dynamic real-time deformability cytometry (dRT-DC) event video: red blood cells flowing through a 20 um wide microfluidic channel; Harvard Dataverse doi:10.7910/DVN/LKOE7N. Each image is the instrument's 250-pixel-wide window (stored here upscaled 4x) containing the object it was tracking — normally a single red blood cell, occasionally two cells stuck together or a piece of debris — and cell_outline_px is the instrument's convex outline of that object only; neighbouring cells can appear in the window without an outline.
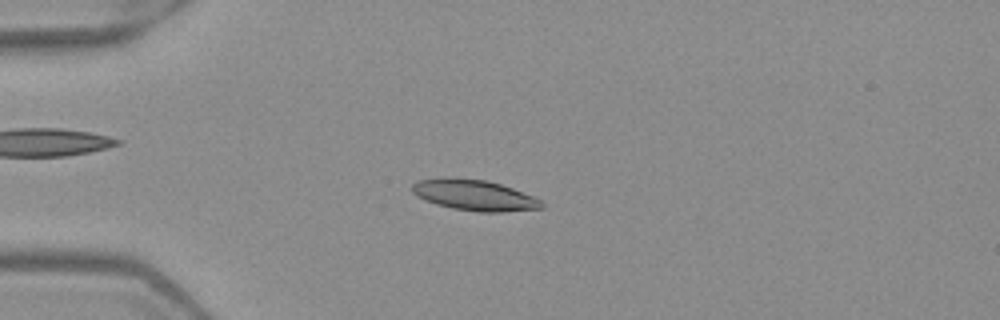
{"species": "Egyptian fruit bat (a non-hibernating species)", "species_latin": "Rousettus aegyptiacus", "temperature_condition": "warm", "stored_images_in_passage": 6, "camera_frame_rate_fps": 3000, "um_per_image_px": 0.085, "frame": {"image": 1, "passage_image": 4, "time_ms": 1.0, "image_size_px": [1000, 320], "cell_outline_px": [[544, 208], [504, 212], [480, 212], [452, 208], [436, 204], [416, 196], [412, 192], [412, 184], [416, 180], [444, 176], [448, 176], [488, 180], [512, 188], [532, 196], [540, 200], [544, 204]], "centroid_in_image_um": [40.27, 16.57], "position_along_channel_um": 44.7, "area_um2": 23.52}}
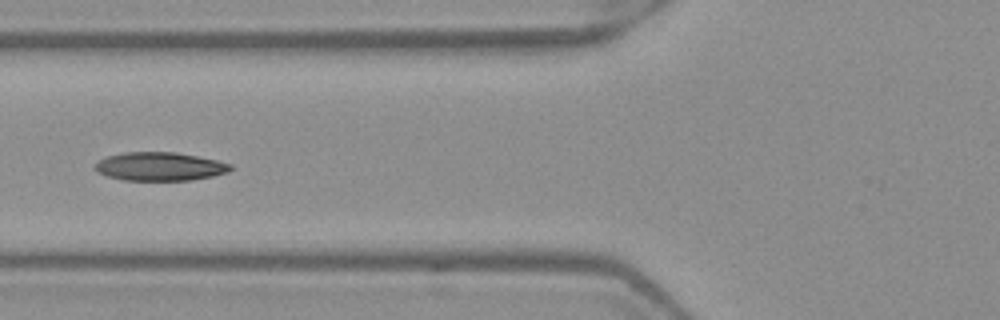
{"frame": {"image": 2, "passage_image": 6, "time_ms": 1.667, "image_size_px": [1000, 320], "cell_outline_px": [[232, 168], [228, 172], [212, 176], [192, 180], [124, 180], [108, 176], [96, 172], [96, 164], [104, 156], [124, 152], [176, 152], [216, 160], [232, 164]], "centroid_in_image_um": [13.58, 14.14], "position_along_channel_um": 112.2, "area_um2": 22.43}}